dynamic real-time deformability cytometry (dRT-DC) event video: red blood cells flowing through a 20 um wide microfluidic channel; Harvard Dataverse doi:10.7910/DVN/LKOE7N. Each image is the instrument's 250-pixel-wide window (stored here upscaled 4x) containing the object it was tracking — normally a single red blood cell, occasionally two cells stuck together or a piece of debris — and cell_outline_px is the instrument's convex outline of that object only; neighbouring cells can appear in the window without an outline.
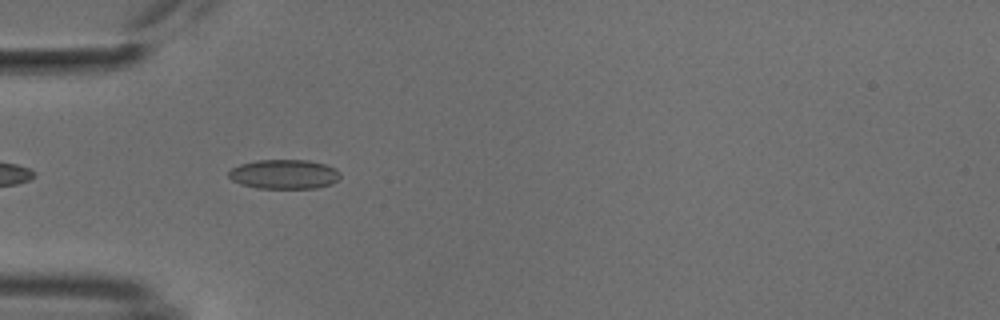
{"species": "common noctule bat (a hibernating species)", "species_latin": "Nyctalus noctula", "temperature_condition": "cold", "stored_images_in_passage": 40, "camera_frame_rate_fps": 3000, "um_per_image_px": 0.085, "animal": {"sex": "male", "body_mass_g": 18.8}, "frame": {"image": 1, "passage_image": 3, "time_ms": 0.667, "image_size_px": [1000, 320], "cell_outline_px": [[340, 176], [332, 184], [316, 188], [256, 188], [240, 184], [232, 180], [228, 176], [228, 172], [232, 168], [240, 164], [256, 160], [308, 160], [324, 164], [336, 168], [340, 172]], "centroid_in_image_um": [24.14, 14.81], "position_along_channel_um": 60.9, "area_um2": 19.19}}
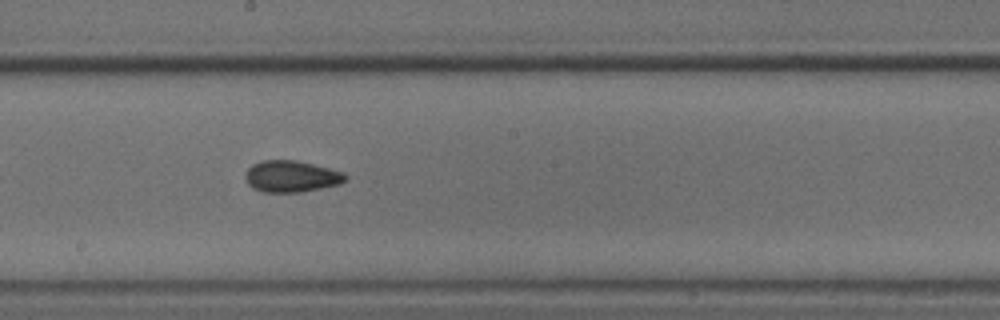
{"frame": {"image": 2, "passage_image": 16, "time_ms": 5.0, "image_size_px": [1000, 320], "cell_outline_px": [[348, 180], [340, 184], [300, 192], [264, 192], [252, 188], [244, 180], [244, 172], [252, 164], [264, 160], [296, 160], [344, 172], [348, 176]], "centroid_in_image_um": [24.74, 14.99], "position_along_channel_um": 223.5, "area_um2": 18.55}}
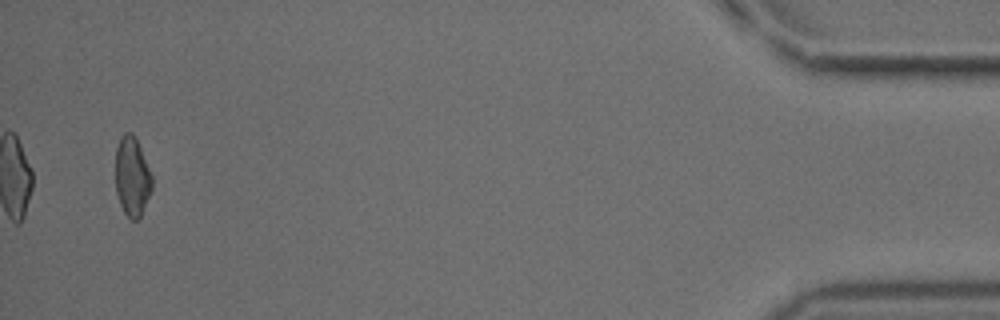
{"frame": {"image": 3, "passage_image": 38, "time_ms": 12.333, "image_size_px": [1000, 320], "cell_outline_px": [[152, 188], [140, 216], [136, 220], [132, 220], [124, 212], [120, 204], [116, 192], [116, 148], [120, 136], [124, 132], [132, 132], [140, 148], [152, 176]], "centroid_in_image_um": [11.21, 14.99], "position_along_channel_um": 424.0, "area_um2": 16.65}, "authors_computed_cell_mechanics": {"area_um2": 17.6868, "velocity_mm_per_s": 3.8129, "shape_relaxation_time_tau1_ms": null, "shape_relaxation_time_tau2_ms": 1.9052, "deformation_change_tau1": null, "deformation_change_tau2": 0.078}}